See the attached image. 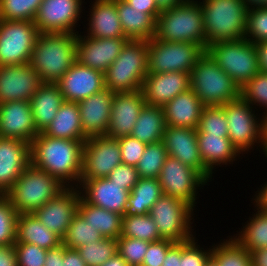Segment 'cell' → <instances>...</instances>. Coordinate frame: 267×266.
I'll return each mask as SVG.
<instances>
[{"instance_id": "obj_58", "label": "cell", "mask_w": 267, "mask_h": 266, "mask_svg": "<svg viewBox=\"0 0 267 266\" xmlns=\"http://www.w3.org/2000/svg\"><path fill=\"white\" fill-rule=\"evenodd\" d=\"M63 266H87L76 249L67 248L64 251Z\"/></svg>"}, {"instance_id": "obj_22", "label": "cell", "mask_w": 267, "mask_h": 266, "mask_svg": "<svg viewBox=\"0 0 267 266\" xmlns=\"http://www.w3.org/2000/svg\"><path fill=\"white\" fill-rule=\"evenodd\" d=\"M145 104L141 90L116 92L112 101L110 124L106 135L116 139L130 136Z\"/></svg>"}, {"instance_id": "obj_20", "label": "cell", "mask_w": 267, "mask_h": 266, "mask_svg": "<svg viewBox=\"0 0 267 266\" xmlns=\"http://www.w3.org/2000/svg\"><path fill=\"white\" fill-rule=\"evenodd\" d=\"M65 101L79 102L105 89L104 73L77 61L56 83Z\"/></svg>"}, {"instance_id": "obj_56", "label": "cell", "mask_w": 267, "mask_h": 266, "mask_svg": "<svg viewBox=\"0 0 267 266\" xmlns=\"http://www.w3.org/2000/svg\"><path fill=\"white\" fill-rule=\"evenodd\" d=\"M161 266H181V242H175L168 249Z\"/></svg>"}, {"instance_id": "obj_5", "label": "cell", "mask_w": 267, "mask_h": 266, "mask_svg": "<svg viewBox=\"0 0 267 266\" xmlns=\"http://www.w3.org/2000/svg\"><path fill=\"white\" fill-rule=\"evenodd\" d=\"M190 88L205 106H223L241 97V89L204 52L189 73Z\"/></svg>"}, {"instance_id": "obj_57", "label": "cell", "mask_w": 267, "mask_h": 266, "mask_svg": "<svg viewBox=\"0 0 267 266\" xmlns=\"http://www.w3.org/2000/svg\"><path fill=\"white\" fill-rule=\"evenodd\" d=\"M0 266H18L13 245L0 246Z\"/></svg>"}, {"instance_id": "obj_15", "label": "cell", "mask_w": 267, "mask_h": 266, "mask_svg": "<svg viewBox=\"0 0 267 266\" xmlns=\"http://www.w3.org/2000/svg\"><path fill=\"white\" fill-rule=\"evenodd\" d=\"M122 163L118 139L93 136L83 144L81 180L107 177Z\"/></svg>"}, {"instance_id": "obj_12", "label": "cell", "mask_w": 267, "mask_h": 266, "mask_svg": "<svg viewBox=\"0 0 267 266\" xmlns=\"http://www.w3.org/2000/svg\"><path fill=\"white\" fill-rule=\"evenodd\" d=\"M39 34L32 21L0 19V66L30 63Z\"/></svg>"}, {"instance_id": "obj_63", "label": "cell", "mask_w": 267, "mask_h": 266, "mask_svg": "<svg viewBox=\"0 0 267 266\" xmlns=\"http://www.w3.org/2000/svg\"><path fill=\"white\" fill-rule=\"evenodd\" d=\"M100 266H129L123 257L117 252L112 258H109Z\"/></svg>"}, {"instance_id": "obj_33", "label": "cell", "mask_w": 267, "mask_h": 266, "mask_svg": "<svg viewBox=\"0 0 267 266\" xmlns=\"http://www.w3.org/2000/svg\"><path fill=\"white\" fill-rule=\"evenodd\" d=\"M42 133L52 138L82 140L85 142L88 138L82 131L78 103L65 101L60 106L52 122Z\"/></svg>"}, {"instance_id": "obj_16", "label": "cell", "mask_w": 267, "mask_h": 266, "mask_svg": "<svg viewBox=\"0 0 267 266\" xmlns=\"http://www.w3.org/2000/svg\"><path fill=\"white\" fill-rule=\"evenodd\" d=\"M163 143L168 156L197 170L208 182L214 180L215 176L204 166L200 156L197 129L166 126Z\"/></svg>"}, {"instance_id": "obj_36", "label": "cell", "mask_w": 267, "mask_h": 266, "mask_svg": "<svg viewBox=\"0 0 267 266\" xmlns=\"http://www.w3.org/2000/svg\"><path fill=\"white\" fill-rule=\"evenodd\" d=\"M166 121L162 107L145 104L131 136L145 144L163 141Z\"/></svg>"}, {"instance_id": "obj_26", "label": "cell", "mask_w": 267, "mask_h": 266, "mask_svg": "<svg viewBox=\"0 0 267 266\" xmlns=\"http://www.w3.org/2000/svg\"><path fill=\"white\" fill-rule=\"evenodd\" d=\"M114 94L105 88L78 102L82 131L87 138L107 134Z\"/></svg>"}, {"instance_id": "obj_10", "label": "cell", "mask_w": 267, "mask_h": 266, "mask_svg": "<svg viewBox=\"0 0 267 266\" xmlns=\"http://www.w3.org/2000/svg\"><path fill=\"white\" fill-rule=\"evenodd\" d=\"M196 211L179 198L162 195L151 207L149 214L157 225L162 239L182 242L197 235L193 226Z\"/></svg>"}, {"instance_id": "obj_31", "label": "cell", "mask_w": 267, "mask_h": 266, "mask_svg": "<svg viewBox=\"0 0 267 266\" xmlns=\"http://www.w3.org/2000/svg\"><path fill=\"white\" fill-rule=\"evenodd\" d=\"M121 28L128 40H150L155 37L156 19L130 6L124 0H116Z\"/></svg>"}, {"instance_id": "obj_4", "label": "cell", "mask_w": 267, "mask_h": 266, "mask_svg": "<svg viewBox=\"0 0 267 266\" xmlns=\"http://www.w3.org/2000/svg\"><path fill=\"white\" fill-rule=\"evenodd\" d=\"M167 42H189L206 50V33L199 0H185L161 11L156 19L155 37Z\"/></svg>"}, {"instance_id": "obj_11", "label": "cell", "mask_w": 267, "mask_h": 266, "mask_svg": "<svg viewBox=\"0 0 267 266\" xmlns=\"http://www.w3.org/2000/svg\"><path fill=\"white\" fill-rule=\"evenodd\" d=\"M205 50L189 42H167L151 38L148 40V73H190Z\"/></svg>"}, {"instance_id": "obj_41", "label": "cell", "mask_w": 267, "mask_h": 266, "mask_svg": "<svg viewBox=\"0 0 267 266\" xmlns=\"http://www.w3.org/2000/svg\"><path fill=\"white\" fill-rule=\"evenodd\" d=\"M168 157L163 141L147 144L144 154L136 165L140 178H159L162 166Z\"/></svg>"}, {"instance_id": "obj_62", "label": "cell", "mask_w": 267, "mask_h": 266, "mask_svg": "<svg viewBox=\"0 0 267 266\" xmlns=\"http://www.w3.org/2000/svg\"><path fill=\"white\" fill-rule=\"evenodd\" d=\"M185 0H155L156 6L160 11L171 9L180 5Z\"/></svg>"}, {"instance_id": "obj_8", "label": "cell", "mask_w": 267, "mask_h": 266, "mask_svg": "<svg viewBox=\"0 0 267 266\" xmlns=\"http://www.w3.org/2000/svg\"><path fill=\"white\" fill-rule=\"evenodd\" d=\"M205 52L240 89L261 72L256 45L245 38L212 43Z\"/></svg>"}, {"instance_id": "obj_32", "label": "cell", "mask_w": 267, "mask_h": 266, "mask_svg": "<svg viewBox=\"0 0 267 266\" xmlns=\"http://www.w3.org/2000/svg\"><path fill=\"white\" fill-rule=\"evenodd\" d=\"M15 243H30L49 250L62 244V239L44 226L33 214H18Z\"/></svg>"}, {"instance_id": "obj_43", "label": "cell", "mask_w": 267, "mask_h": 266, "mask_svg": "<svg viewBox=\"0 0 267 266\" xmlns=\"http://www.w3.org/2000/svg\"><path fill=\"white\" fill-rule=\"evenodd\" d=\"M43 0H0V19L32 21Z\"/></svg>"}, {"instance_id": "obj_30", "label": "cell", "mask_w": 267, "mask_h": 266, "mask_svg": "<svg viewBox=\"0 0 267 266\" xmlns=\"http://www.w3.org/2000/svg\"><path fill=\"white\" fill-rule=\"evenodd\" d=\"M65 102L57 84L43 83L30 99L35 127L43 132L52 122L60 106Z\"/></svg>"}, {"instance_id": "obj_50", "label": "cell", "mask_w": 267, "mask_h": 266, "mask_svg": "<svg viewBox=\"0 0 267 266\" xmlns=\"http://www.w3.org/2000/svg\"><path fill=\"white\" fill-rule=\"evenodd\" d=\"M18 266H44L47 250L30 243H14Z\"/></svg>"}, {"instance_id": "obj_17", "label": "cell", "mask_w": 267, "mask_h": 266, "mask_svg": "<svg viewBox=\"0 0 267 266\" xmlns=\"http://www.w3.org/2000/svg\"><path fill=\"white\" fill-rule=\"evenodd\" d=\"M43 84L30 63L0 66V104L11 101H30Z\"/></svg>"}, {"instance_id": "obj_40", "label": "cell", "mask_w": 267, "mask_h": 266, "mask_svg": "<svg viewBox=\"0 0 267 266\" xmlns=\"http://www.w3.org/2000/svg\"><path fill=\"white\" fill-rule=\"evenodd\" d=\"M104 237L89 221H85L78 213H76L68 227L67 233L62 239V244L69 249H78L86 245L88 242L99 241Z\"/></svg>"}, {"instance_id": "obj_42", "label": "cell", "mask_w": 267, "mask_h": 266, "mask_svg": "<svg viewBox=\"0 0 267 266\" xmlns=\"http://www.w3.org/2000/svg\"><path fill=\"white\" fill-rule=\"evenodd\" d=\"M87 266H100L117 253V239L103 238L77 249Z\"/></svg>"}, {"instance_id": "obj_60", "label": "cell", "mask_w": 267, "mask_h": 266, "mask_svg": "<svg viewBox=\"0 0 267 266\" xmlns=\"http://www.w3.org/2000/svg\"><path fill=\"white\" fill-rule=\"evenodd\" d=\"M259 60L260 70L267 73V41H261L255 44Z\"/></svg>"}, {"instance_id": "obj_52", "label": "cell", "mask_w": 267, "mask_h": 266, "mask_svg": "<svg viewBox=\"0 0 267 266\" xmlns=\"http://www.w3.org/2000/svg\"><path fill=\"white\" fill-rule=\"evenodd\" d=\"M107 178L112 181V183L121 185L123 189L131 191L138 183L140 177L136 167L121 163L107 176Z\"/></svg>"}, {"instance_id": "obj_37", "label": "cell", "mask_w": 267, "mask_h": 266, "mask_svg": "<svg viewBox=\"0 0 267 266\" xmlns=\"http://www.w3.org/2000/svg\"><path fill=\"white\" fill-rule=\"evenodd\" d=\"M162 195V187L158 178H139L128 196L126 214H149L151 207Z\"/></svg>"}, {"instance_id": "obj_7", "label": "cell", "mask_w": 267, "mask_h": 266, "mask_svg": "<svg viewBox=\"0 0 267 266\" xmlns=\"http://www.w3.org/2000/svg\"><path fill=\"white\" fill-rule=\"evenodd\" d=\"M65 188L56 177L30 164L4 195L18 214H31Z\"/></svg>"}, {"instance_id": "obj_19", "label": "cell", "mask_w": 267, "mask_h": 266, "mask_svg": "<svg viewBox=\"0 0 267 266\" xmlns=\"http://www.w3.org/2000/svg\"><path fill=\"white\" fill-rule=\"evenodd\" d=\"M79 200L78 187H66L33 214L44 226L63 239L73 216L77 213Z\"/></svg>"}, {"instance_id": "obj_27", "label": "cell", "mask_w": 267, "mask_h": 266, "mask_svg": "<svg viewBox=\"0 0 267 266\" xmlns=\"http://www.w3.org/2000/svg\"><path fill=\"white\" fill-rule=\"evenodd\" d=\"M190 89L189 73L167 72L146 75L142 93L146 104L163 107L180 93Z\"/></svg>"}, {"instance_id": "obj_49", "label": "cell", "mask_w": 267, "mask_h": 266, "mask_svg": "<svg viewBox=\"0 0 267 266\" xmlns=\"http://www.w3.org/2000/svg\"><path fill=\"white\" fill-rule=\"evenodd\" d=\"M149 243L145 240L120 236L117 239V252L129 266H141Z\"/></svg>"}, {"instance_id": "obj_29", "label": "cell", "mask_w": 267, "mask_h": 266, "mask_svg": "<svg viewBox=\"0 0 267 266\" xmlns=\"http://www.w3.org/2000/svg\"><path fill=\"white\" fill-rule=\"evenodd\" d=\"M205 105L190 88L180 93L162 109L167 126L197 129Z\"/></svg>"}, {"instance_id": "obj_53", "label": "cell", "mask_w": 267, "mask_h": 266, "mask_svg": "<svg viewBox=\"0 0 267 266\" xmlns=\"http://www.w3.org/2000/svg\"><path fill=\"white\" fill-rule=\"evenodd\" d=\"M174 243L175 242L169 239L150 242L141 266H161L166 257L168 249Z\"/></svg>"}, {"instance_id": "obj_3", "label": "cell", "mask_w": 267, "mask_h": 266, "mask_svg": "<svg viewBox=\"0 0 267 266\" xmlns=\"http://www.w3.org/2000/svg\"><path fill=\"white\" fill-rule=\"evenodd\" d=\"M206 33V48L212 43L244 38L248 6L243 0H199Z\"/></svg>"}, {"instance_id": "obj_13", "label": "cell", "mask_w": 267, "mask_h": 266, "mask_svg": "<svg viewBox=\"0 0 267 266\" xmlns=\"http://www.w3.org/2000/svg\"><path fill=\"white\" fill-rule=\"evenodd\" d=\"M158 179L163 195L179 198L195 210L196 204L200 203L199 190L202 192L204 186L210 185L197 170L170 156L166 158Z\"/></svg>"}, {"instance_id": "obj_24", "label": "cell", "mask_w": 267, "mask_h": 266, "mask_svg": "<svg viewBox=\"0 0 267 266\" xmlns=\"http://www.w3.org/2000/svg\"><path fill=\"white\" fill-rule=\"evenodd\" d=\"M39 134L31 111L30 101H11L0 104V137L31 143Z\"/></svg>"}, {"instance_id": "obj_67", "label": "cell", "mask_w": 267, "mask_h": 266, "mask_svg": "<svg viewBox=\"0 0 267 266\" xmlns=\"http://www.w3.org/2000/svg\"><path fill=\"white\" fill-rule=\"evenodd\" d=\"M262 152V154L264 155L263 157H265V159L267 160V147H262Z\"/></svg>"}, {"instance_id": "obj_48", "label": "cell", "mask_w": 267, "mask_h": 266, "mask_svg": "<svg viewBox=\"0 0 267 266\" xmlns=\"http://www.w3.org/2000/svg\"><path fill=\"white\" fill-rule=\"evenodd\" d=\"M198 240L195 236L190 240L181 242V266H205L211 258L212 245L208 248Z\"/></svg>"}, {"instance_id": "obj_45", "label": "cell", "mask_w": 267, "mask_h": 266, "mask_svg": "<svg viewBox=\"0 0 267 266\" xmlns=\"http://www.w3.org/2000/svg\"><path fill=\"white\" fill-rule=\"evenodd\" d=\"M228 122L223 106H205L200 117L197 133L228 135Z\"/></svg>"}, {"instance_id": "obj_28", "label": "cell", "mask_w": 267, "mask_h": 266, "mask_svg": "<svg viewBox=\"0 0 267 266\" xmlns=\"http://www.w3.org/2000/svg\"><path fill=\"white\" fill-rule=\"evenodd\" d=\"M200 156L204 166L214 175L220 167H230L235 165L236 161L243 158L238 150L230 141L228 135H207L206 133H197ZM235 162V164H234ZM229 164V165H228ZM216 169V170H215Z\"/></svg>"}, {"instance_id": "obj_55", "label": "cell", "mask_w": 267, "mask_h": 266, "mask_svg": "<svg viewBox=\"0 0 267 266\" xmlns=\"http://www.w3.org/2000/svg\"><path fill=\"white\" fill-rule=\"evenodd\" d=\"M66 249V246L60 244L55 248L47 250L44 266H63L64 251Z\"/></svg>"}, {"instance_id": "obj_14", "label": "cell", "mask_w": 267, "mask_h": 266, "mask_svg": "<svg viewBox=\"0 0 267 266\" xmlns=\"http://www.w3.org/2000/svg\"><path fill=\"white\" fill-rule=\"evenodd\" d=\"M85 5H87L85 0H43L34 24L40 33L69 32L78 34L81 31L79 29H82L79 22L84 21L83 15L87 8Z\"/></svg>"}, {"instance_id": "obj_21", "label": "cell", "mask_w": 267, "mask_h": 266, "mask_svg": "<svg viewBox=\"0 0 267 266\" xmlns=\"http://www.w3.org/2000/svg\"><path fill=\"white\" fill-rule=\"evenodd\" d=\"M90 3L84 13V21L80 22L85 28L80 31L91 38H126L121 28L116 0H88ZM89 16V17H88ZM86 20V21H85ZM87 24H86V23ZM87 27H86V26Z\"/></svg>"}, {"instance_id": "obj_44", "label": "cell", "mask_w": 267, "mask_h": 266, "mask_svg": "<svg viewBox=\"0 0 267 266\" xmlns=\"http://www.w3.org/2000/svg\"><path fill=\"white\" fill-rule=\"evenodd\" d=\"M241 97L262 115L267 113V73L259 72L241 88ZM259 106V107H258ZM258 108V109H257Z\"/></svg>"}, {"instance_id": "obj_64", "label": "cell", "mask_w": 267, "mask_h": 266, "mask_svg": "<svg viewBox=\"0 0 267 266\" xmlns=\"http://www.w3.org/2000/svg\"><path fill=\"white\" fill-rule=\"evenodd\" d=\"M248 8L267 7V0H243Z\"/></svg>"}, {"instance_id": "obj_35", "label": "cell", "mask_w": 267, "mask_h": 266, "mask_svg": "<svg viewBox=\"0 0 267 266\" xmlns=\"http://www.w3.org/2000/svg\"><path fill=\"white\" fill-rule=\"evenodd\" d=\"M77 213L96 228L105 238L118 239L121 235L123 215L87 203L81 196Z\"/></svg>"}, {"instance_id": "obj_2", "label": "cell", "mask_w": 267, "mask_h": 266, "mask_svg": "<svg viewBox=\"0 0 267 266\" xmlns=\"http://www.w3.org/2000/svg\"><path fill=\"white\" fill-rule=\"evenodd\" d=\"M77 34L40 33L32 51L30 65L43 83L56 84L76 62Z\"/></svg>"}, {"instance_id": "obj_61", "label": "cell", "mask_w": 267, "mask_h": 266, "mask_svg": "<svg viewBox=\"0 0 267 266\" xmlns=\"http://www.w3.org/2000/svg\"><path fill=\"white\" fill-rule=\"evenodd\" d=\"M252 266H267V248L251 253Z\"/></svg>"}, {"instance_id": "obj_34", "label": "cell", "mask_w": 267, "mask_h": 266, "mask_svg": "<svg viewBox=\"0 0 267 266\" xmlns=\"http://www.w3.org/2000/svg\"><path fill=\"white\" fill-rule=\"evenodd\" d=\"M252 214L241 223V229L233 231V237L251 254L253 251L267 248V211L261 209L253 201ZM239 231V232H238Z\"/></svg>"}, {"instance_id": "obj_51", "label": "cell", "mask_w": 267, "mask_h": 266, "mask_svg": "<svg viewBox=\"0 0 267 266\" xmlns=\"http://www.w3.org/2000/svg\"><path fill=\"white\" fill-rule=\"evenodd\" d=\"M118 143L121 149L122 163L136 167L144 154L147 144L140 142L131 135L118 138Z\"/></svg>"}, {"instance_id": "obj_59", "label": "cell", "mask_w": 267, "mask_h": 266, "mask_svg": "<svg viewBox=\"0 0 267 266\" xmlns=\"http://www.w3.org/2000/svg\"><path fill=\"white\" fill-rule=\"evenodd\" d=\"M259 187L257 191H254L255 194L250 199L261 209L267 211V182L265 181L262 185L260 184Z\"/></svg>"}, {"instance_id": "obj_54", "label": "cell", "mask_w": 267, "mask_h": 266, "mask_svg": "<svg viewBox=\"0 0 267 266\" xmlns=\"http://www.w3.org/2000/svg\"><path fill=\"white\" fill-rule=\"evenodd\" d=\"M137 10H142L157 19L161 11L156 6L155 0H124Z\"/></svg>"}, {"instance_id": "obj_9", "label": "cell", "mask_w": 267, "mask_h": 266, "mask_svg": "<svg viewBox=\"0 0 267 266\" xmlns=\"http://www.w3.org/2000/svg\"><path fill=\"white\" fill-rule=\"evenodd\" d=\"M223 107L228 122V137L238 152L244 158L254 150L262 154L263 115L242 97Z\"/></svg>"}, {"instance_id": "obj_1", "label": "cell", "mask_w": 267, "mask_h": 266, "mask_svg": "<svg viewBox=\"0 0 267 266\" xmlns=\"http://www.w3.org/2000/svg\"><path fill=\"white\" fill-rule=\"evenodd\" d=\"M83 144L82 140L52 138L41 132L30 143L31 165L56 177L66 187H78Z\"/></svg>"}, {"instance_id": "obj_46", "label": "cell", "mask_w": 267, "mask_h": 266, "mask_svg": "<svg viewBox=\"0 0 267 266\" xmlns=\"http://www.w3.org/2000/svg\"><path fill=\"white\" fill-rule=\"evenodd\" d=\"M17 211L5 195H0V246H11L16 239Z\"/></svg>"}, {"instance_id": "obj_25", "label": "cell", "mask_w": 267, "mask_h": 266, "mask_svg": "<svg viewBox=\"0 0 267 266\" xmlns=\"http://www.w3.org/2000/svg\"><path fill=\"white\" fill-rule=\"evenodd\" d=\"M31 164L30 144L0 137V195H4Z\"/></svg>"}, {"instance_id": "obj_65", "label": "cell", "mask_w": 267, "mask_h": 266, "mask_svg": "<svg viewBox=\"0 0 267 266\" xmlns=\"http://www.w3.org/2000/svg\"><path fill=\"white\" fill-rule=\"evenodd\" d=\"M267 147V113L263 115V145Z\"/></svg>"}, {"instance_id": "obj_47", "label": "cell", "mask_w": 267, "mask_h": 266, "mask_svg": "<svg viewBox=\"0 0 267 266\" xmlns=\"http://www.w3.org/2000/svg\"><path fill=\"white\" fill-rule=\"evenodd\" d=\"M244 38L254 44L267 41V7L248 9Z\"/></svg>"}, {"instance_id": "obj_6", "label": "cell", "mask_w": 267, "mask_h": 266, "mask_svg": "<svg viewBox=\"0 0 267 266\" xmlns=\"http://www.w3.org/2000/svg\"><path fill=\"white\" fill-rule=\"evenodd\" d=\"M148 74V40H128L104 73L105 88L112 92L141 90Z\"/></svg>"}, {"instance_id": "obj_39", "label": "cell", "mask_w": 267, "mask_h": 266, "mask_svg": "<svg viewBox=\"0 0 267 266\" xmlns=\"http://www.w3.org/2000/svg\"><path fill=\"white\" fill-rule=\"evenodd\" d=\"M120 236L145 240L148 242L162 240L158 232L157 225L150 214L124 215Z\"/></svg>"}, {"instance_id": "obj_66", "label": "cell", "mask_w": 267, "mask_h": 266, "mask_svg": "<svg viewBox=\"0 0 267 266\" xmlns=\"http://www.w3.org/2000/svg\"><path fill=\"white\" fill-rule=\"evenodd\" d=\"M205 266H217V263L212 258H210Z\"/></svg>"}, {"instance_id": "obj_18", "label": "cell", "mask_w": 267, "mask_h": 266, "mask_svg": "<svg viewBox=\"0 0 267 266\" xmlns=\"http://www.w3.org/2000/svg\"><path fill=\"white\" fill-rule=\"evenodd\" d=\"M127 38H91L77 34L76 61L103 73L119 56Z\"/></svg>"}, {"instance_id": "obj_23", "label": "cell", "mask_w": 267, "mask_h": 266, "mask_svg": "<svg viewBox=\"0 0 267 266\" xmlns=\"http://www.w3.org/2000/svg\"><path fill=\"white\" fill-rule=\"evenodd\" d=\"M80 196L89 204L108 211L126 215L130 191L112 183L107 177L81 180L78 186Z\"/></svg>"}, {"instance_id": "obj_38", "label": "cell", "mask_w": 267, "mask_h": 266, "mask_svg": "<svg viewBox=\"0 0 267 266\" xmlns=\"http://www.w3.org/2000/svg\"><path fill=\"white\" fill-rule=\"evenodd\" d=\"M211 258L217 266H252L251 254L232 235L212 243Z\"/></svg>"}]
</instances>
